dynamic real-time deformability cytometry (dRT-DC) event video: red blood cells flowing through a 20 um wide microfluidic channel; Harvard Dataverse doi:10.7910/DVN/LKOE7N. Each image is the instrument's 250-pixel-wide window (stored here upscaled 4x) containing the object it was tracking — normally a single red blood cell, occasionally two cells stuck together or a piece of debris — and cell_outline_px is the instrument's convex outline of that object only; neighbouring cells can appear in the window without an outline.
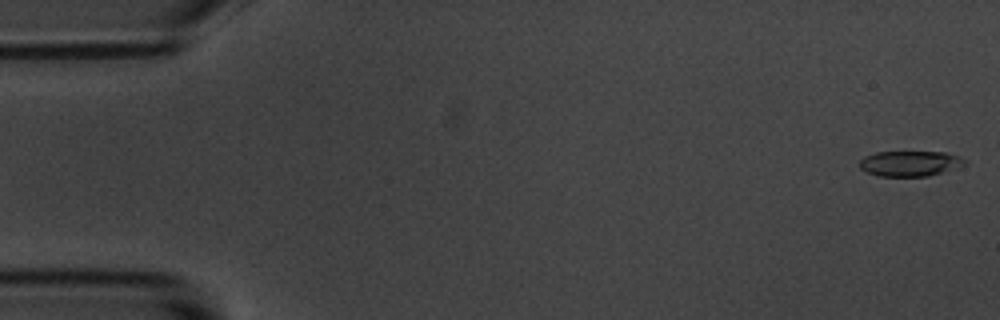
{"species": "common noctule bat (a hibernating species)", "species_latin": "Nyctalus noctula", "temperature_condition": "room temperature", "stored_images_in_passage": 48, "camera_frame_rate_fps": 3000, "um_per_image_px": 0.085, "animal": {"sex": "male", "body_mass_g": 20.1, "forearm_length_mm": 53.5}, "frame": {"image": 1, "passage_image": 1, "time_ms": 0.0, "image_size_px": [1000, 320], "cell_outline_px": [[968, 164], [956, 168], [928, 176], [880, 176], [868, 172], [860, 168], [860, 160], [864, 156], [876, 152], [944, 152], [956, 156], [964, 160]], "centroid_in_image_um": [77.33, 13.89], "position_along_channel_um": 7.7, "area_um2": 15.37}}
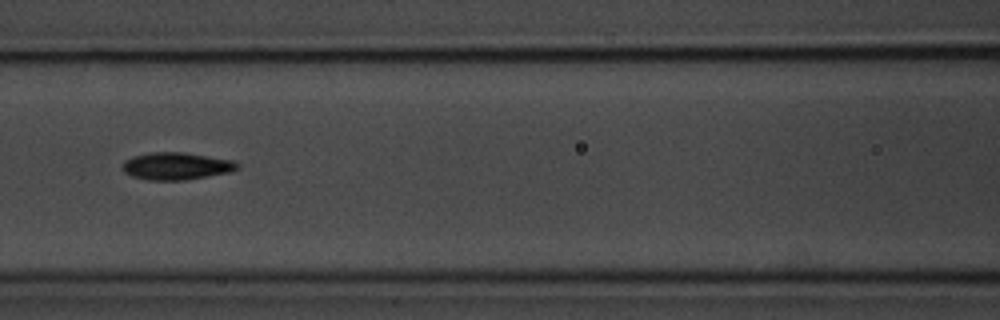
{"frame": {"image": 2, "passage_image": 24, "time_ms": 7.667, "image_size_px": [1000, 320], "cell_outline_px": [[240, 168], [228, 172], [188, 180], [148, 180], [132, 176], [124, 172], [124, 160], [132, 156], [148, 152], [184, 152], [236, 160], [240, 164]], "centroid_in_image_um": [15.03, 14.1], "position_along_channel_um": 151.6, "area_um2": 18.5}}
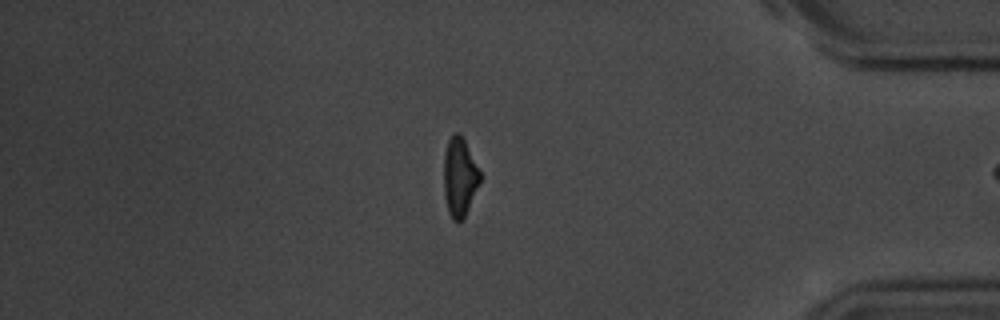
{"frame": {"image": 3, "passage_image": 47, "time_ms": 15.333, "image_size_px": [1000, 320], "cell_outline_px": [[480, 184], [464, 216], [460, 220], [452, 220], [448, 212], [444, 196], [444, 152], [448, 140], [452, 132], [460, 132], [480, 172]], "centroid_in_image_um": [39.04, 15.02], "position_along_channel_um": 396.2, "area_um2": 16.53}}